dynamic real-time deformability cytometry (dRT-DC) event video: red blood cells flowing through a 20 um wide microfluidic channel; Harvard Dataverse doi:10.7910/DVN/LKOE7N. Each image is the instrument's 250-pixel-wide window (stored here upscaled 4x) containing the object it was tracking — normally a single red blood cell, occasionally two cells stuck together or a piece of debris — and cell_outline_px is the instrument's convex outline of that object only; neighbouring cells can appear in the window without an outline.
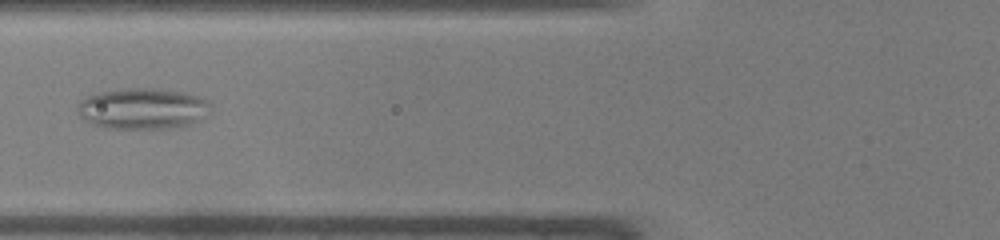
{"species": "common noctule bat (a hibernating species)", "species_latin": "Nyctalus noctula", "temperature_condition": "warm", "stored_images_in_passage": 40, "camera_frame_rate_fps": 3000, "um_per_image_px": 0.085, "animal": {"sex": "male", "body_mass_g": 19.0, "forearm_length_mm": 50.8}, "frame": {"image": 1, "passage_image": 11, "time_ms": 3.333, "image_size_px": [1000, 240], "cell_outline_px": [[212, 112], [200, 120], [184, 128], [104, 128], [92, 124], [84, 120], [80, 116], [76, 108], [80, 100], [88, 96], [100, 92], [124, 88], [160, 88], [184, 92], [208, 100], [212, 104]], "centroid_in_image_um": [12.19, 9.24], "position_along_channel_um": 113.6, "area_um2": 32.48}}
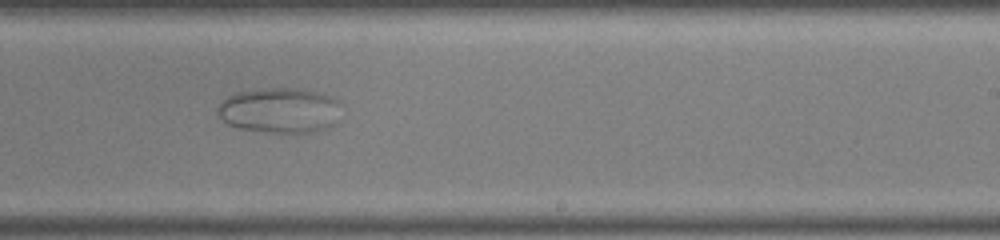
{"frame": {"image": 2, "passage_image": 22, "time_ms": 7.0, "image_size_px": [1000, 240], "cell_outline_px": [[340, 104], [336, 120], [332, 124], [324, 128], [312, 132], [264, 132], [236, 128], [228, 124], [216, 112], [216, 108], [220, 100], [236, 92], [264, 88], [304, 88], [332, 96]], "centroid_in_image_um": [23.72, 9.36], "position_along_channel_um": 265.3, "area_um2": 32.77}}
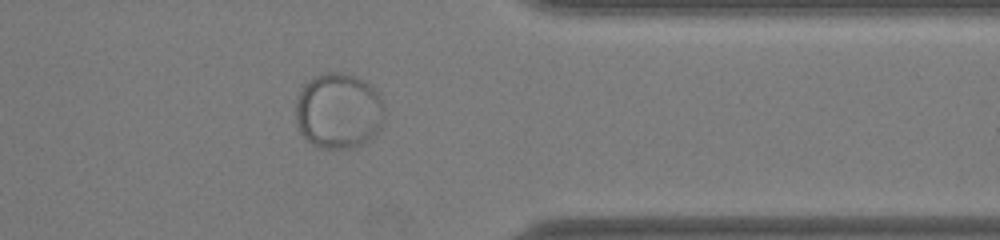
{"frame": {"image": 3, "passage_image": 31, "time_ms": 10.0, "image_size_px": [1000, 240], "cell_outline_px": [[384, 112], [380, 128], [368, 140], [356, 148], [320, 148], [312, 144], [300, 132], [296, 120], [296, 104], [300, 92], [304, 84], [312, 76], [324, 72], [344, 72], [356, 76], [364, 80], [376, 88], [384, 104]], "centroid_in_image_um": [28.79, 9.4], "position_along_channel_um": 382.6, "area_um2": 39.54}}